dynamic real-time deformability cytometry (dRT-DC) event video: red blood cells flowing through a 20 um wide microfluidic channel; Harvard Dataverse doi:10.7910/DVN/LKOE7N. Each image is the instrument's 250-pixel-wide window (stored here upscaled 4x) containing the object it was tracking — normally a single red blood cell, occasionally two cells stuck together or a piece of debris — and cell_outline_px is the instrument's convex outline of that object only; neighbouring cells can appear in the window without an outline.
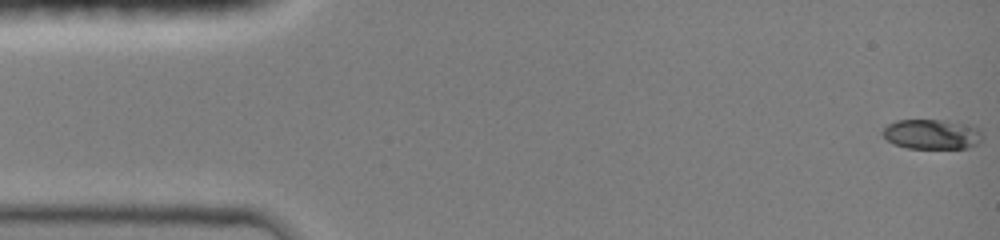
{"species": "common noctule bat (a hibernating species)", "species_latin": "Nyctalus noctula", "temperature_condition": "room temperature", "stored_images_in_passage": 50, "camera_frame_rate_fps": 3000, "um_per_image_px": 0.085, "animal": {"sex": "female", "body_mass_g": 19.0, "forearm_length_mm": 51.5}, "frame": {"image": 1, "passage_image": 1, "time_ms": 0.0, "image_size_px": [1000, 240], "cell_outline_px": [[984, 136], [976, 144], [968, 148], [908, 148], [896, 144], [888, 140], [880, 132], [888, 124], [896, 120], [948, 120], [968, 124], [980, 128]], "centroid_in_image_um": [79.24, 11.39], "position_along_channel_um": 5.8, "area_um2": 17.51}}
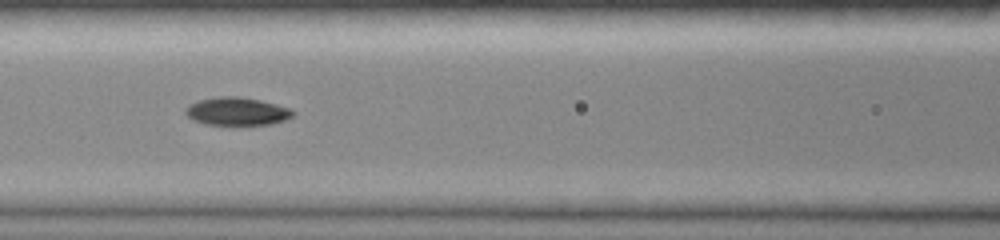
{"frame": {"image": 2, "passage_image": 26, "time_ms": 6.333, "image_size_px": [1000, 240], "cell_outline_px": [[296, 112], [292, 116], [284, 120], [268, 124], [208, 124], [192, 120], [184, 112], [188, 104], [200, 100], [220, 96], [236, 96], [260, 100], [276, 104], [288, 108]], "centroid_in_image_um": [20.12, 9.45], "position_along_channel_um": 146.5, "area_um2": 17.22}}
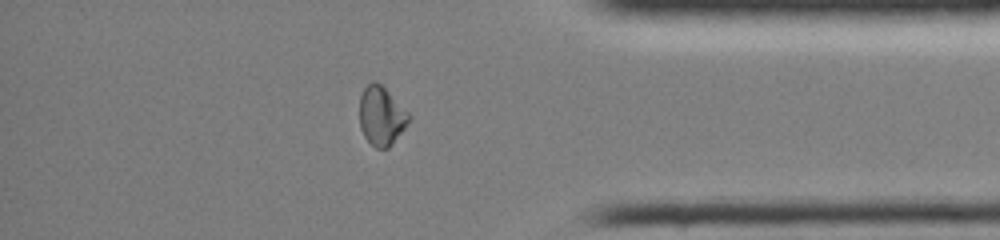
{"frame": {"image": 3, "passage_image": 44, "time_ms": 12.667, "image_size_px": [1000, 240], "cell_outline_px": [[412, 116], [404, 128], [388, 148], [376, 148], [364, 136], [360, 128], [360, 96], [364, 88], [368, 84], [380, 84]], "centroid_in_image_um": [32.41, 9.88], "position_along_channel_um": 402.8, "area_um2": 16.42}, "authors_computed_cell_mechanics": {"area_um2": 17.051, "velocity_mm_per_s": 4.2039, "shape_relaxation_time_tau1_ms": 4.2877, "shape_relaxation_time_tau2_ms": 3.3999, "deformation_change_tau1": 0.189, "deformation_change_tau2": 0.0582}}